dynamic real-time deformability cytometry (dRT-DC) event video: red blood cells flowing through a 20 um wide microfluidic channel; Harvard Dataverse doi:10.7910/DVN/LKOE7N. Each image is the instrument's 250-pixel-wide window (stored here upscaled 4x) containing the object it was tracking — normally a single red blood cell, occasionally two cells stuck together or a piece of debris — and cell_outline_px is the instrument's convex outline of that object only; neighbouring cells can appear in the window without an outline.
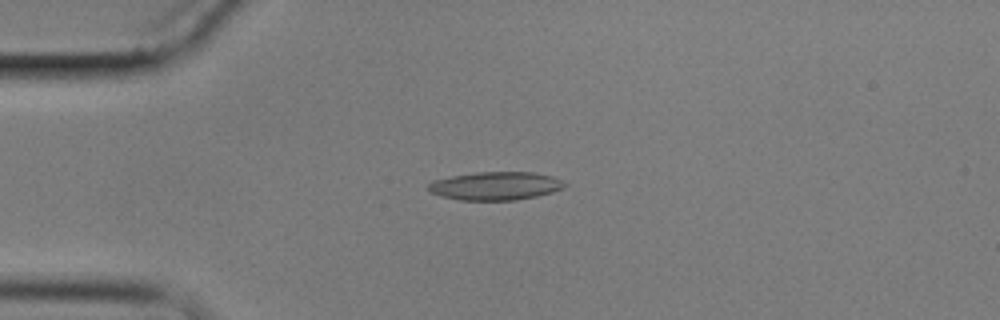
{"species": "common noctule bat (a hibernating species)", "species_latin": "Nyctalus noctula", "temperature_condition": "cold", "stored_images_in_passage": 5, "camera_frame_rate_fps": 3000, "um_per_image_px": 0.085, "animal": {"sex": "male", "body_mass_g": 17.9}, "frame": {"image": 1, "passage_image": 4, "time_ms": 3.667, "image_size_px": [1000, 320], "cell_outline_px": [[568, 184], [564, 188], [552, 192], [536, 196], [516, 200], [460, 200], [440, 196], [432, 192], [428, 188], [428, 184], [432, 180], [452, 176], [476, 172], [532, 172], [552, 176]], "centroid_in_image_um": [42.12, 15.8], "position_along_channel_um": 42.9, "area_um2": 22.43}}